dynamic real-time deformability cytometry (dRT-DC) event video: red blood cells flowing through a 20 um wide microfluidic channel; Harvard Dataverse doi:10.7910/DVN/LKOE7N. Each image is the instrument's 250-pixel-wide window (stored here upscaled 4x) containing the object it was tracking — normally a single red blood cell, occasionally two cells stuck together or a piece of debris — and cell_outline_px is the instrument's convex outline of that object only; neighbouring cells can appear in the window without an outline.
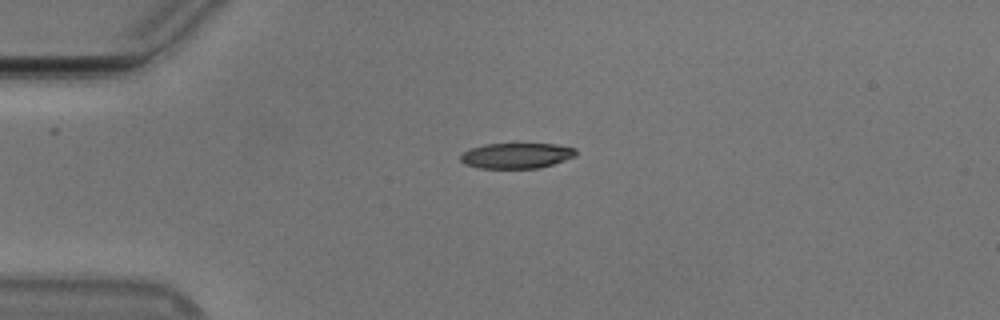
{"species": "Egyptian fruit bat (a non-hibernating species)", "species_latin": "Rousettus aegyptiacus", "temperature_condition": "cold", "stored_images_in_passage": 42, "camera_frame_rate_fps": 3000, "um_per_image_px": 0.085, "animal": {"sex": "male"}, "frame": {"image": 1, "passage_image": 1, "time_ms": 0.0, "image_size_px": [1000, 320], "cell_outline_px": [[576, 156], [552, 164], [536, 168], [480, 168], [464, 164], [460, 160], [460, 156], [464, 152], [472, 148], [484, 144], [556, 144], [576, 148]], "centroid_in_image_um": [43.9, 13.22], "position_along_channel_um": 41.1, "area_um2": 16.99}}
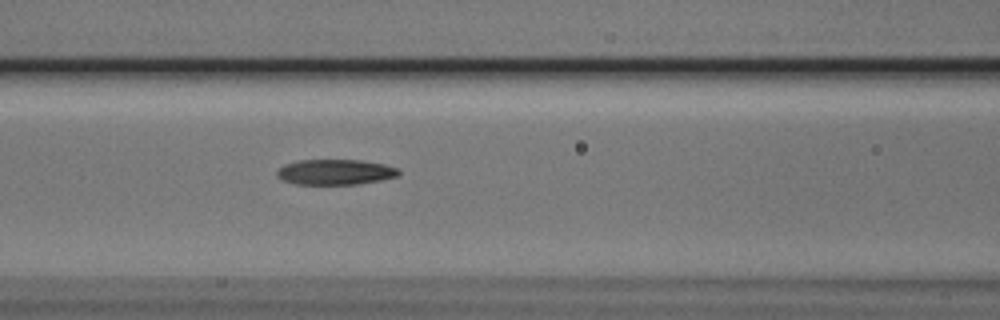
{"frame": {"image": 2, "passage_image": 11, "time_ms": 3.333, "image_size_px": [1000, 320], "cell_outline_px": [[400, 172], [396, 176], [380, 180], [356, 184], [296, 184], [284, 180], [276, 176], [276, 172], [284, 164], [296, 160], [360, 160], [384, 164], [396, 168]], "centroid_in_image_um": [28.46, 14.61], "position_along_channel_um": 138.1, "area_um2": 17.86}}
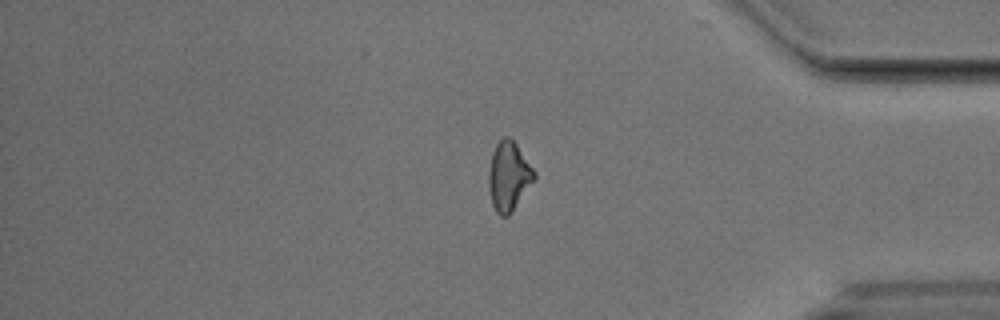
{"frame": {"image": 3, "passage_image": 33, "time_ms": 10.667, "image_size_px": [1000, 320], "cell_outline_px": [[536, 180], [512, 212], [508, 216], [500, 216], [496, 212], [492, 204], [488, 188], [488, 172], [492, 152], [496, 144], [504, 136], [508, 136], [516, 144], [536, 172]], "centroid_in_image_um": [43.25, 15.01], "position_along_channel_um": 392.0, "area_um2": 18.61}, "authors_computed_cell_mechanics": {"area_um2": 18.2937, "velocity_mm_per_s": 3.777, "shape_relaxation_time_tau1_ms": 4.3446, "shape_relaxation_time_tau2_ms": 9.4275, "deformation_change_tau1": 0.1407, "deformation_change_tau2": 0.1956}}